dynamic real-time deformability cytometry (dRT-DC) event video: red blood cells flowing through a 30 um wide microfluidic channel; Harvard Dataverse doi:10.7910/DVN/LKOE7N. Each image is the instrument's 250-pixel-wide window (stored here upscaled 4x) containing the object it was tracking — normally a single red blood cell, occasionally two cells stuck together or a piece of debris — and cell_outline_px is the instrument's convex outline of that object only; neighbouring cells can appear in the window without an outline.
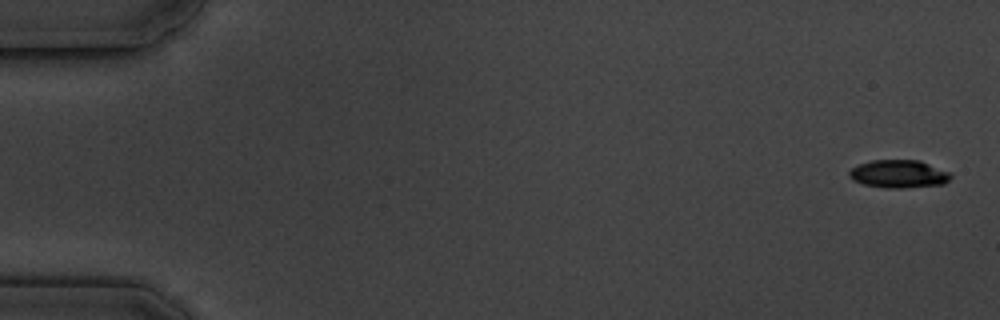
{"species": "common noctule bat (a hibernating species)", "species_latin": "Nyctalus noctula", "temperature_condition": "cold", "stored_images_in_passage": 6, "segment_of_instrument_passage": [1, 2], "camera_frame_rate_fps": 3000, "um_per_image_px": 0.085, "animal": {"sex": "male", "body_mass_g": 19.5, "forearm_length_mm": 54.6}, "frame": {"image": 1, "passage_image": 1, "time_ms": 0.0, "image_size_px": [1000, 320], "cell_outline_px": [[952, 176], [944, 184], [904, 188], [884, 188], [864, 184], [852, 180], [848, 176], [848, 172], [852, 168], [860, 164], [872, 160], [920, 160], [952, 172]], "centroid_in_image_um": [76.42, 14.78], "position_along_channel_um": 8.6, "area_um2": 16.7}}